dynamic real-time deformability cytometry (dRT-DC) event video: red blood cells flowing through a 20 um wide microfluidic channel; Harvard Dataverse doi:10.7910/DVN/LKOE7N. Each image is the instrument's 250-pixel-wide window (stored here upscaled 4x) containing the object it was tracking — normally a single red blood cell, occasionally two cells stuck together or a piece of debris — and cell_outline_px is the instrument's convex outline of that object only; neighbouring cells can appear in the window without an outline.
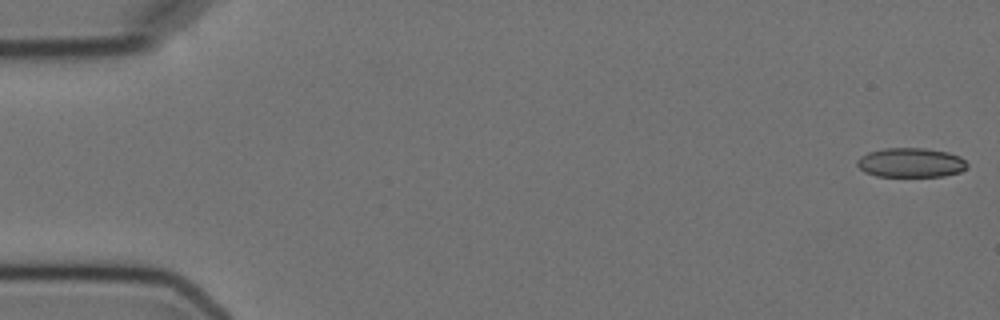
{"species": "Egyptian fruit bat (a non-hibernating species)", "species_latin": "Rousettus aegyptiacus", "temperature_condition": "cold", "stored_images_in_passage": 5, "camera_frame_rate_fps": 3000, "um_per_image_px": 0.085, "animal": {"sex": "female"}, "frame": {"image": 1, "passage_image": 1, "time_ms": 0.0, "image_size_px": [1000, 320], "cell_outline_px": [[968, 168], [960, 172], [944, 176], [876, 176], [864, 172], [856, 164], [856, 160], [860, 156], [868, 152], [884, 148], [924, 148], [948, 152], [960, 156], [968, 164]], "centroid_in_image_um": [77.42, 13.82], "position_along_channel_um": 7.6, "area_um2": 19.02}}
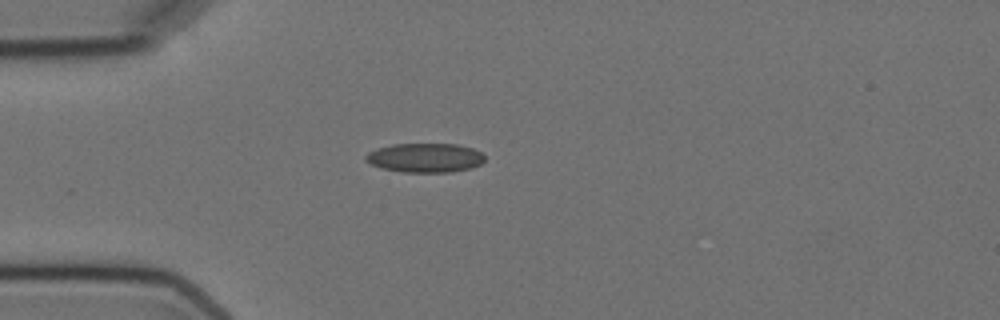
{"frame": {"image": 2, "passage_image": 5, "time_ms": 4.667, "image_size_px": [1000, 320], "cell_outline_px": [[484, 160], [480, 164], [472, 168], [452, 172], [400, 172], [380, 168], [364, 160], [364, 156], [368, 152], [376, 148], [392, 144], [456, 144], [472, 148], [480, 152], [484, 156]], "centroid_in_image_um": [36.09, 13.41], "position_along_channel_um": 48.9, "area_um2": 20.4}}